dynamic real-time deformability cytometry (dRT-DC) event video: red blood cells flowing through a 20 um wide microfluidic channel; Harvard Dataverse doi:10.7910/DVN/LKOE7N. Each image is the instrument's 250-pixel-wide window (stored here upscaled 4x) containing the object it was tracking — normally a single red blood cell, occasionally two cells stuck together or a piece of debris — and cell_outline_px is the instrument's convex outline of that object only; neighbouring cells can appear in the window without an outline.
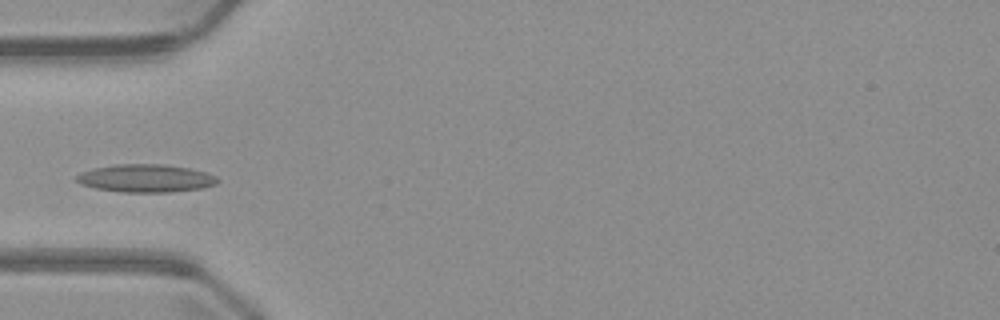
{"species": "common noctule bat (a hibernating species)", "species_latin": "Nyctalus noctula", "temperature_condition": "warm", "stored_images_in_passage": 4, "camera_frame_rate_fps": 3000, "um_per_image_px": 0.085, "animal": {"sex": "male", "body_mass_g": 23.1, "forearm_length_mm": 52.7}, "frame": {"image": 1, "passage_image": 3, "time_ms": 2.667, "image_size_px": [1000, 320], "cell_outline_px": [[220, 180], [216, 184], [204, 188], [168, 192], [120, 192], [96, 188], [80, 184], [76, 180], [76, 176], [80, 172], [92, 168], [116, 164], [164, 164], [188, 168], [208, 172], [216, 176]], "centroid_in_image_um": [12.4, 15.15], "position_along_channel_um": 72.6, "area_um2": 23.12}}
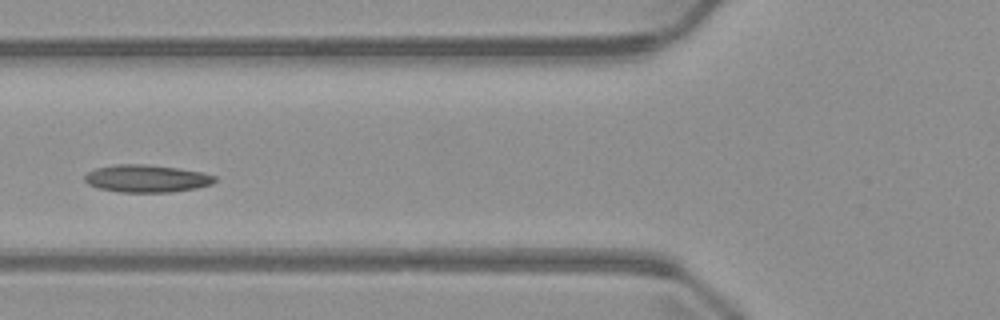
{"frame": {"image": 2, "passage_image": 4, "time_ms": 3.667, "image_size_px": [1000, 320], "cell_outline_px": [[216, 180], [212, 184], [196, 188], [172, 192], [120, 192], [100, 188], [88, 184], [84, 180], [84, 176], [88, 172], [96, 168], [116, 164], [148, 164], [204, 172], [216, 176]], "centroid_in_image_um": [12.48, 15.17], "position_along_channel_um": 113.3, "area_um2": 20.87}}